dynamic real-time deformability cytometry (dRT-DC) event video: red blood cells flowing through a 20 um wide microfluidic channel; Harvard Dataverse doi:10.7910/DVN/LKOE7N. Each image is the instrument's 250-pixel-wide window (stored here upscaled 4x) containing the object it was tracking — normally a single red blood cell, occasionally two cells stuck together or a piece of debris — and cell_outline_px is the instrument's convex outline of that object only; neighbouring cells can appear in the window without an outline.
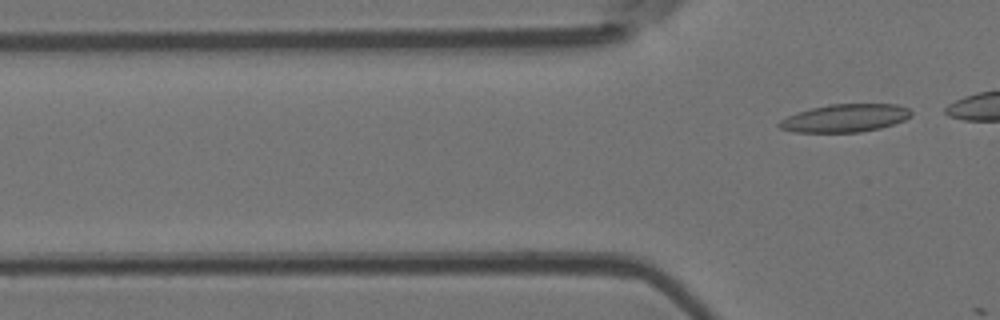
{"species": "Egyptian fruit bat (a non-hibernating species)", "species_latin": "Rousettus aegyptiacus", "temperature_condition": "room temperature", "stored_images_in_passage": 4, "camera_frame_rate_fps": 3000, "um_per_image_px": 0.085, "animal": {"sex": "female"}, "frame": {"image": 1, "passage_image": 4, "time_ms": 3.667, "image_size_px": [1000, 320], "cell_outline_px": [[912, 116], [904, 120], [880, 128], [860, 132], [792, 132], [780, 128], [776, 124], [780, 120], [796, 112], [828, 104], [896, 104], [908, 108], [912, 112]], "centroid_in_image_um": [71.81, 10.03], "position_along_channel_um": 54.0, "area_um2": 21.5}}